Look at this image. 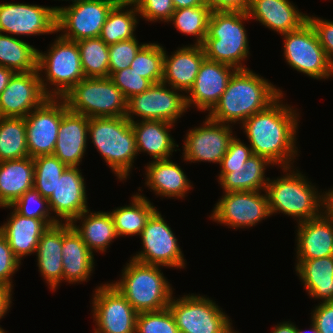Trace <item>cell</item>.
Wrapping results in <instances>:
<instances>
[{"label": "cell", "instance_id": "obj_1", "mask_svg": "<svg viewBox=\"0 0 333 333\" xmlns=\"http://www.w3.org/2000/svg\"><path fill=\"white\" fill-rule=\"evenodd\" d=\"M283 96L284 93L266 109L247 118L240 129H243L254 155L265 157L279 168H292L294 159L299 156L296 133L300 113L285 104Z\"/></svg>", "mask_w": 333, "mask_h": 333}, {"label": "cell", "instance_id": "obj_2", "mask_svg": "<svg viewBox=\"0 0 333 333\" xmlns=\"http://www.w3.org/2000/svg\"><path fill=\"white\" fill-rule=\"evenodd\" d=\"M283 92L249 68L237 69L207 116L219 123L241 125L253 114L266 109Z\"/></svg>", "mask_w": 333, "mask_h": 333}, {"label": "cell", "instance_id": "obj_3", "mask_svg": "<svg viewBox=\"0 0 333 333\" xmlns=\"http://www.w3.org/2000/svg\"><path fill=\"white\" fill-rule=\"evenodd\" d=\"M282 170L285 174L269 179L265 189L271 216L283 213L300 223L322 215V191L297 168Z\"/></svg>", "mask_w": 333, "mask_h": 333}, {"label": "cell", "instance_id": "obj_4", "mask_svg": "<svg viewBox=\"0 0 333 333\" xmlns=\"http://www.w3.org/2000/svg\"><path fill=\"white\" fill-rule=\"evenodd\" d=\"M88 137L117 179L129 178L138 156L131 121L126 117L89 118Z\"/></svg>", "mask_w": 333, "mask_h": 333}, {"label": "cell", "instance_id": "obj_5", "mask_svg": "<svg viewBox=\"0 0 333 333\" xmlns=\"http://www.w3.org/2000/svg\"><path fill=\"white\" fill-rule=\"evenodd\" d=\"M119 280L110 282L137 313L167 308L173 288L159 265L144 264L130 257Z\"/></svg>", "mask_w": 333, "mask_h": 333}, {"label": "cell", "instance_id": "obj_6", "mask_svg": "<svg viewBox=\"0 0 333 333\" xmlns=\"http://www.w3.org/2000/svg\"><path fill=\"white\" fill-rule=\"evenodd\" d=\"M247 13L212 11L208 21V33L202 44L205 57L225 63L236 69H248L244 61L250 55L245 21Z\"/></svg>", "mask_w": 333, "mask_h": 333}, {"label": "cell", "instance_id": "obj_7", "mask_svg": "<svg viewBox=\"0 0 333 333\" xmlns=\"http://www.w3.org/2000/svg\"><path fill=\"white\" fill-rule=\"evenodd\" d=\"M56 37L48 52L38 50L37 70L45 94L62 98L85 76L77 42L65 39L60 34Z\"/></svg>", "mask_w": 333, "mask_h": 333}, {"label": "cell", "instance_id": "obj_8", "mask_svg": "<svg viewBox=\"0 0 333 333\" xmlns=\"http://www.w3.org/2000/svg\"><path fill=\"white\" fill-rule=\"evenodd\" d=\"M62 98L70 111L88 118L126 117L127 100L109 77H85Z\"/></svg>", "mask_w": 333, "mask_h": 333}, {"label": "cell", "instance_id": "obj_9", "mask_svg": "<svg viewBox=\"0 0 333 333\" xmlns=\"http://www.w3.org/2000/svg\"><path fill=\"white\" fill-rule=\"evenodd\" d=\"M168 308L180 333H228L233 329L231 318L205 295L172 296Z\"/></svg>", "mask_w": 333, "mask_h": 333}, {"label": "cell", "instance_id": "obj_10", "mask_svg": "<svg viewBox=\"0 0 333 333\" xmlns=\"http://www.w3.org/2000/svg\"><path fill=\"white\" fill-rule=\"evenodd\" d=\"M281 36L284 40L283 56L292 69L316 80L333 76V66L309 21Z\"/></svg>", "mask_w": 333, "mask_h": 333}, {"label": "cell", "instance_id": "obj_11", "mask_svg": "<svg viewBox=\"0 0 333 333\" xmlns=\"http://www.w3.org/2000/svg\"><path fill=\"white\" fill-rule=\"evenodd\" d=\"M120 0H83L68 6H54L56 32L68 40L100 37L111 9Z\"/></svg>", "mask_w": 333, "mask_h": 333}, {"label": "cell", "instance_id": "obj_12", "mask_svg": "<svg viewBox=\"0 0 333 333\" xmlns=\"http://www.w3.org/2000/svg\"><path fill=\"white\" fill-rule=\"evenodd\" d=\"M139 238L142 241V250L132 255V259L171 269L186 267V259L177 242L178 239L158 209L147 220Z\"/></svg>", "mask_w": 333, "mask_h": 333}, {"label": "cell", "instance_id": "obj_13", "mask_svg": "<svg viewBox=\"0 0 333 333\" xmlns=\"http://www.w3.org/2000/svg\"><path fill=\"white\" fill-rule=\"evenodd\" d=\"M187 110L185 93L160 82L127 100L126 118L131 122L139 117L176 124Z\"/></svg>", "mask_w": 333, "mask_h": 333}, {"label": "cell", "instance_id": "obj_14", "mask_svg": "<svg viewBox=\"0 0 333 333\" xmlns=\"http://www.w3.org/2000/svg\"><path fill=\"white\" fill-rule=\"evenodd\" d=\"M227 192L215 203L209 218L237 230L250 228L271 216L268 198L263 191Z\"/></svg>", "mask_w": 333, "mask_h": 333}, {"label": "cell", "instance_id": "obj_15", "mask_svg": "<svg viewBox=\"0 0 333 333\" xmlns=\"http://www.w3.org/2000/svg\"><path fill=\"white\" fill-rule=\"evenodd\" d=\"M92 293L94 333H135L138 313L111 284L98 285Z\"/></svg>", "mask_w": 333, "mask_h": 333}, {"label": "cell", "instance_id": "obj_16", "mask_svg": "<svg viewBox=\"0 0 333 333\" xmlns=\"http://www.w3.org/2000/svg\"><path fill=\"white\" fill-rule=\"evenodd\" d=\"M201 126L189 129L183 139V160L190 163L212 162L219 164L230 142L236 136L233 125L211 120L207 115Z\"/></svg>", "mask_w": 333, "mask_h": 333}, {"label": "cell", "instance_id": "obj_17", "mask_svg": "<svg viewBox=\"0 0 333 333\" xmlns=\"http://www.w3.org/2000/svg\"><path fill=\"white\" fill-rule=\"evenodd\" d=\"M67 110L63 98L48 97L25 117L29 157L53 155L61 119Z\"/></svg>", "mask_w": 333, "mask_h": 333}, {"label": "cell", "instance_id": "obj_18", "mask_svg": "<svg viewBox=\"0 0 333 333\" xmlns=\"http://www.w3.org/2000/svg\"><path fill=\"white\" fill-rule=\"evenodd\" d=\"M57 13L52 7L25 3H0V32L11 36L56 32Z\"/></svg>", "mask_w": 333, "mask_h": 333}, {"label": "cell", "instance_id": "obj_19", "mask_svg": "<svg viewBox=\"0 0 333 333\" xmlns=\"http://www.w3.org/2000/svg\"><path fill=\"white\" fill-rule=\"evenodd\" d=\"M47 98L38 70L16 72L0 94V117L25 118Z\"/></svg>", "mask_w": 333, "mask_h": 333}, {"label": "cell", "instance_id": "obj_20", "mask_svg": "<svg viewBox=\"0 0 333 333\" xmlns=\"http://www.w3.org/2000/svg\"><path fill=\"white\" fill-rule=\"evenodd\" d=\"M79 167H67L48 199L51 214L58 223H71L88 208L86 182Z\"/></svg>", "mask_w": 333, "mask_h": 333}, {"label": "cell", "instance_id": "obj_21", "mask_svg": "<svg viewBox=\"0 0 333 333\" xmlns=\"http://www.w3.org/2000/svg\"><path fill=\"white\" fill-rule=\"evenodd\" d=\"M236 70L231 65L205 58L192 87L186 93L187 107L195 106L197 111L210 112L219 102Z\"/></svg>", "mask_w": 333, "mask_h": 333}, {"label": "cell", "instance_id": "obj_22", "mask_svg": "<svg viewBox=\"0 0 333 333\" xmlns=\"http://www.w3.org/2000/svg\"><path fill=\"white\" fill-rule=\"evenodd\" d=\"M1 208L12 209L10 217L0 225V233L6 238L14 256L20 262L27 255L36 253L41 235L50 226L58 223L56 220L28 218L19 214L11 205Z\"/></svg>", "mask_w": 333, "mask_h": 333}, {"label": "cell", "instance_id": "obj_23", "mask_svg": "<svg viewBox=\"0 0 333 333\" xmlns=\"http://www.w3.org/2000/svg\"><path fill=\"white\" fill-rule=\"evenodd\" d=\"M89 118L69 109L63 114L53 155L67 167H78L88 148Z\"/></svg>", "mask_w": 333, "mask_h": 333}, {"label": "cell", "instance_id": "obj_24", "mask_svg": "<svg viewBox=\"0 0 333 333\" xmlns=\"http://www.w3.org/2000/svg\"><path fill=\"white\" fill-rule=\"evenodd\" d=\"M296 6L290 0H251L247 14L250 19L281 35L300 28L308 21V15Z\"/></svg>", "mask_w": 333, "mask_h": 333}, {"label": "cell", "instance_id": "obj_25", "mask_svg": "<svg viewBox=\"0 0 333 333\" xmlns=\"http://www.w3.org/2000/svg\"><path fill=\"white\" fill-rule=\"evenodd\" d=\"M168 55L164 49L162 82L185 94L192 87L203 60L202 45H183Z\"/></svg>", "mask_w": 333, "mask_h": 333}, {"label": "cell", "instance_id": "obj_26", "mask_svg": "<svg viewBox=\"0 0 333 333\" xmlns=\"http://www.w3.org/2000/svg\"><path fill=\"white\" fill-rule=\"evenodd\" d=\"M295 254L297 260L333 256V223L323 215L297 223Z\"/></svg>", "mask_w": 333, "mask_h": 333}, {"label": "cell", "instance_id": "obj_27", "mask_svg": "<svg viewBox=\"0 0 333 333\" xmlns=\"http://www.w3.org/2000/svg\"><path fill=\"white\" fill-rule=\"evenodd\" d=\"M63 281L69 284L87 282L94 271L95 259L81 236L70 223H63Z\"/></svg>", "mask_w": 333, "mask_h": 333}, {"label": "cell", "instance_id": "obj_28", "mask_svg": "<svg viewBox=\"0 0 333 333\" xmlns=\"http://www.w3.org/2000/svg\"><path fill=\"white\" fill-rule=\"evenodd\" d=\"M145 185L156 196L183 199L189 194L193 185L181 166L170 159L155 160L145 165Z\"/></svg>", "mask_w": 333, "mask_h": 333}, {"label": "cell", "instance_id": "obj_29", "mask_svg": "<svg viewBox=\"0 0 333 333\" xmlns=\"http://www.w3.org/2000/svg\"><path fill=\"white\" fill-rule=\"evenodd\" d=\"M133 127L137 153H147L153 161L170 159L172 153L180 149L171 136L175 124L166 121L134 120Z\"/></svg>", "mask_w": 333, "mask_h": 333}, {"label": "cell", "instance_id": "obj_30", "mask_svg": "<svg viewBox=\"0 0 333 333\" xmlns=\"http://www.w3.org/2000/svg\"><path fill=\"white\" fill-rule=\"evenodd\" d=\"M63 223L50 226L42 235L36 249L38 271L51 291L63 282Z\"/></svg>", "mask_w": 333, "mask_h": 333}, {"label": "cell", "instance_id": "obj_31", "mask_svg": "<svg viewBox=\"0 0 333 333\" xmlns=\"http://www.w3.org/2000/svg\"><path fill=\"white\" fill-rule=\"evenodd\" d=\"M70 224L92 253H106L113 240L119 238L110 212H91L88 209Z\"/></svg>", "mask_w": 333, "mask_h": 333}, {"label": "cell", "instance_id": "obj_32", "mask_svg": "<svg viewBox=\"0 0 333 333\" xmlns=\"http://www.w3.org/2000/svg\"><path fill=\"white\" fill-rule=\"evenodd\" d=\"M34 160L31 157L0 162V208L12 205L34 187Z\"/></svg>", "mask_w": 333, "mask_h": 333}, {"label": "cell", "instance_id": "obj_33", "mask_svg": "<svg viewBox=\"0 0 333 333\" xmlns=\"http://www.w3.org/2000/svg\"><path fill=\"white\" fill-rule=\"evenodd\" d=\"M296 262V274L308 296L322 303L333 302V256Z\"/></svg>", "mask_w": 333, "mask_h": 333}, {"label": "cell", "instance_id": "obj_34", "mask_svg": "<svg viewBox=\"0 0 333 333\" xmlns=\"http://www.w3.org/2000/svg\"><path fill=\"white\" fill-rule=\"evenodd\" d=\"M245 169L219 173L218 182L227 192L264 191L269 181L265 177L267 167L275 166L268 159L252 154L244 164Z\"/></svg>", "mask_w": 333, "mask_h": 333}, {"label": "cell", "instance_id": "obj_35", "mask_svg": "<svg viewBox=\"0 0 333 333\" xmlns=\"http://www.w3.org/2000/svg\"><path fill=\"white\" fill-rule=\"evenodd\" d=\"M129 205L114 208L112 215L118 237L140 236L147 220L157 210L144 194L136 192Z\"/></svg>", "mask_w": 333, "mask_h": 333}, {"label": "cell", "instance_id": "obj_36", "mask_svg": "<svg viewBox=\"0 0 333 333\" xmlns=\"http://www.w3.org/2000/svg\"><path fill=\"white\" fill-rule=\"evenodd\" d=\"M139 16L137 8L131 0H120L109 12L102 27L100 38L108 46L135 38Z\"/></svg>", "mask_w": 333, "mask_h": 333}, {"label": "cell", "instance_id": "obj_37", "mask_svg": "<svg viewBox=\"0 0 333 333\" xmlns=\"http://www.w3.org/2000/svg\"><path fill=\"white\" fill-rule=\"evenodd\" d=\"M38 49L14 36L0 32V66L16 72L37 70Z\"/></svg>", "mask_w": 333, "mask_h": 333}, {"label": "cell", "instance_id": "obj_38", "mask_svg": "<svg viewBox=\"0 0 333 333\" xmlns=\"http://www.w3.org/2000/svg\"><path fill=\"white\" fill-rule=\"evenodd\" d=\"M29 157L25 118L0 117V162Z\"/></svg>", "mask_w": 333, "mask_h": 333}, {"label": "cell", "instance_id": "obj_39", "mask_svg": "<svg viewBox=\"0 0 333 333\" xmlns=\"http://www.w3.org/2000/svg\"><path fill=\"white\" fill-rule=\"evenodd\" d=\"M77 44L84 76L109 77V46L100 37L79 40Z\"/></svg>", "mask_w": 333, "mask_h": 333}, {"label": "cell", "instance_id": "obj_40", "mask_svg": "<svg viewBox=\"0 0 333 333\" xmlns=\"http://www.w3.org/2000/svg\"><path fill=\"white\" fill-rule=\"evenodd\" d=\"M211 12L208 5L176 9L168 23H172L181 34L195 37L193 45H202L208 33Z\"/></svg>", "mask_w": 333, "mask_h": 333}, {"label": "cell", "instance_id": "obj_41", "mask_svg": "<svg viewBox=\"0 0 333 333\" xmlns=\"http://www.w3.org/2000/svg\"><path fill=\"white\" fill-rule=\"evenodd\" d=\"M34 160V188L47 200L55 192L57 180L67 166L54 155H41Z\"/></svg>", "mask_w": 333, "mask_h": 333}, {"label": "cell", "instance_id": "obj_42", "mask_svg": "<svg viewBox=\"0 0 333 333\" xmlns=\"http://www.w3.org/2000/svg\"><path fill=\"white\" fill-rule=\"evenodd\" d=\"M164 46L157 43H146L136 54L130 67L153 84L162 82Z\"/></svg>", "mask_w": 333, "mask_h": 333}, {"label": "cell", "instance_id": "obj_43", "mask_svg": "<svg viewBox=\"0 0 333 333\" xmlns=\"http://www.w3.org/2000/svg\"><path fill=\"white\" fill-rule=\"evenodd\" d=\"M135 333H180L169 308L138 313Z\"/></svg>", "mask_w": 333, "mask_h": 333}, {"label": "cell", "instance_id": "obj_44", "mask_svg": "<svg viewBox=\"0 0 333 333\" xmlns=\"http://www.w3.org/2000/svg\"><path fill=\"white\" fill-rule=\"evenodd\" d=\"M11 206L19 214L28 218L55 220L50 212L48 200L42 197L34 187L26 191Z\"/></svg>", "mask_w": 333, "mask_h": 333}, {"label": "cell", "instance_id": "obj_45", "mask_svg": "<svg viewBox=\"0 0 333 333\" xmlns=\"http://www.w3.org/2000/svg\"><path fill=\"white\" fill-rule=\"evenodd\" d=\"M145 44H140L135 37L109 45V74L130 67L136 54Z\"/></svg>", "mask_w": 333, "mask_h": 333}, {"label": "cell", "instance_id": "obj_46", "mask_svg": "<svg viewBox=\"0 0 333 333\" xmlns=\"http://www.w3.org/2000/svg\"><path fill=\"white\" fill-rule=\"evenodd\" d=\"M109 78L121 90L126 100L132 96L143 93L153 83L140 76L131 67L112 73Z\"/></svg>", "mask_w": 333, "mask_h": 333}, {"label": "cell", "instance_id": "obj_47", "mask_svg": "<svg viewBox=\"0 0 333 333\" xmlns=\"http://www.w3.org/2000/svg\"><path fill=\"white\" fill-rule=\"evenodd\" d=\"M140 15L148 22H167L170 20L175 8L172 0H131Z\"/></svg>", "mask_w": 333, "mask_h": 333}, {"label": "cell", "instance_id": "obj_48", "mask_svg": "<svg viewBox=\"0 0 333 333\" xmlns=\"http://www.w3.org/2000/svg\"><path fill=\"white\" fill-rule=\"evenodd\" d=\"M252 150L249 145L244 144L237 136L230 142L229 148L220 163L219 173H228L234 170L245 169L244 164L252 155Z\"/></svg>", "mask_w": 333, "mask_h": 333}, {"label": "cell", "instance_id": "obj_49", "mask_svg": "<svg viewBox=\"0 0 333 333\" xmlns=\"http://www.w3.org/2000/svg\"><path fill=\"white\" fill-rule=\"evenodd\" d=\"M21 262L14 256L8 241L0 233V285L13 289V275L18 271Z\"/></svg>", "mask_w": 333, "mask_h": 333}, {"label": "cell", "instance_id": "obj_50", "mask_svg": "<svg viewBox=\"0 0 333 333\" xmlns=\"http://www.w3.org/2000/svg\"><path fill=\"white\" fill-rule=\"evenodd\" d=\"M308 21L314 28L319 42L330 64L333 66V21L316 17V15L308 16Z\"/></svg>", "mask_w": 333, "mask_h": 333}, {"label": "cell", "instance_id": "obj_51", "mask_svg": "<svg viewBox=\"0 0 333 333\" xmlns=\"http://www.w3.org/2000/svg\"><path fill=\"white\" fill-rule=\"evenodd\" d=\"M311 321L319 333H333V302H321L311 312Z\"/></svg>", "mask_w": 333, "mask_h": 333}, {"label": "cell", "instance_id": "obj_52", "mask_svg": "<svg viewBox=\"0 0 333 333\" xmlns=\"http://www.w3.org/2000/svg\"><path fill=\"white\" fill-rule=\"evenodd\" d=\"M251 0H206L211 11L247 13Z\"/></svg>", "mask_w": 333, "mask_h": 333}, {"label": "cell", "instance_id": "obj_53", "mask_svg": "<svg viewBox=\"0 0 333 333\" xmlns=\"http://www.w3.org/2000/svg\"><path fill=\"white\" fill-rule=\"evenodd\" d=\"M12 294L13 289L0 285V320L4 318L6 313H9L12 305Z\"/></svg>", "mask_w": 333, "mask_h": 333}, {"label": "cell", "instance_id": "obj_54", "mask_svg": "<svg viewBox=\"0 0 333 333\" xmlns=\"http://www.w3.org/2000/svg\"><path fill=\"white\" fill-rule=\"evenodd\" d=\"M322 215L333 223V188L322 192Z\"/></svg>", "mask_w": 333, "mask_h": 333}, {"label": "cell", "instance_id": "obj_55", "mask_svg": "<svg viewBox=\"0 0 333 333\" xmlns=\"http://www.w3.org/2000/svg\"><path fill=\"white\" fill-rule=\"evenodd\" d=\"M270 333H296V324L291 321L279 322Z\"/></svg>", "mask_w": 333, "mask_h": 333}, {"label": "cell", "instance_id": "obj_56", "mask_svg": "<svg viewBox=\"0 0 333 333\" xmlns=\"http://www.w3.org/2000/svg\"><path fill=\"white\" fill-rule=\"evenodd\" d=\"M173 6L176 9L207 5L206 0H172Z\"/></svg>", "mask_w": 333, "mask_h": 333}, {"label": "cell", "instance_id": "obj_57", "mask_svg": "<svg viewBox=\"0 0 333 333\" xmlns=\"http://www.w3.org/2000/svg\"><path fill=\"white\" fill-rule=\"evenodd\" d=\"M14 73L13 70L0 66V94L7 87Z\"/></svg>", "mask_w": 333, "mask_h": 333}, {"label": "cell", "instance_id": "obj_58", "mask_svg": "<svg viewBox=\"0 0 333 333\" xmlns=\"http://www.w3.org/2000/svg\"><path fill=\"white\" fill-rule=\"evenodd\" d=\"M310 333H319V330L316 328V325L311 321V324H310ZM296 333H308L306 332L305 330H300L298 329V327H296Z\"/></svg>", "mask_w": 333, "mask_h": 333}, {"label": "cell", "instance_id": "obj_59", "mask_svg": "<svg viewBox=\"0 0 333 333\" xmlns=\"http://www.w3.org/2000/svg\"><path fill=\"white\" fill-rule=\"evenodd\" d=\"M62 1H64V0H62ZM65 1H69V0H65ZM70 1H72V4H73V3L80 2V1H83V0H70Z\"/></svg>", "mask_w": 333, "mask_h": 333}, {"label": "cell", "instance_id": "obj_60", "mask_svg": "<svg viewBox=\"0 0 333 333\" xmlns=\"http://www.w3.org/2000/svg\"><path fill=\"white\" fill-rule=\"evenodd\" d=\"M0 333H7V331H5V330L1 327V325H0Z\"/></svg>", "mask_w": 333, "mask_h": 333}, {"label": "cell", "instance_id": "obj_61", "mask_svg": "<svg viewBox=\"0 0 333 333\" xmlns=\"http://www.w3.org/2000/svg\"><path fill=\"white\" fill-rule=\"evenodd\" d=\"M228 333H239L238 331H236V330H234V328L231 330V331H229Z\"/></svg>", "mask_w": 333, "mask_h": 333}]
</instances>
